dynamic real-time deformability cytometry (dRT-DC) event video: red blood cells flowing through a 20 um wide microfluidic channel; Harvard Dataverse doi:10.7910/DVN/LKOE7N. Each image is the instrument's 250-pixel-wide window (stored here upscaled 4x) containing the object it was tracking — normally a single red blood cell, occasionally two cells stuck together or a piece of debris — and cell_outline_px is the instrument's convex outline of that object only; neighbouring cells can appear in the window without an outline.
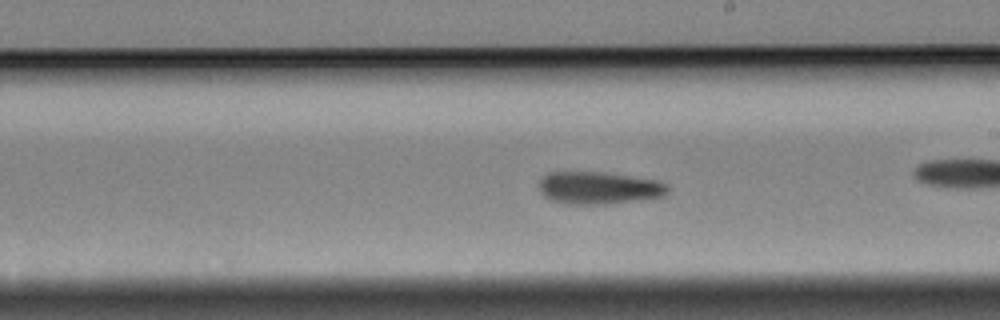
{"species": "Egyptian fruit bat (a non-hibernating species)", "species_latin": "Rousettus aegyptiacus", "temperature_condition": "cold", "stored_images_in_passage": 49, "camera_frame_rate_fps": 3000, "um_per_image_px": 0.085, "animal": {"sex": "female"}, "frame": {"image": 1, "passage_image": 28, "time_ms": 9.0, "image_size_px": [1000, 320], "cell_outline_px": [[672, 188], [664, 196], [648, 200], [604, 204], [564, 204], [552, 200], [544, 196], [540, 192], [540, 180], [548, 172], [600, 172], [660, 180], [668, 184]], "centroid_in_image_um": [50.99, 15.98], "position_along_channel_um": 238.0, "area_um2": 24.74}}